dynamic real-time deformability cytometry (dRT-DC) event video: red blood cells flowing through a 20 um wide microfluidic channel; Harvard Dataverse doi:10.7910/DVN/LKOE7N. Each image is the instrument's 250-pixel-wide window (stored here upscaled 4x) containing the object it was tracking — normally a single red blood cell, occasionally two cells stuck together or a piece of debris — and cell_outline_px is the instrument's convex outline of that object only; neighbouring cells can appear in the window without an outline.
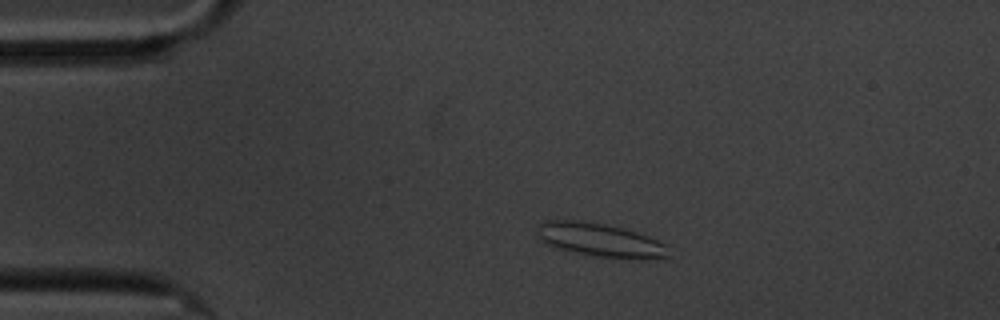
{"species": "common noctule bat (a hibernating species)", "species_latin": "Nyctalus noctula", "temperature_condition": "cold", "stored_images_in_passage": 5, "camera_frame_rate_fps": 3000, "um_per_image_px": 0.085, "animal": {"sex": "male", "body_mass_g": 20.1, "forearm_length_mm": 53.5}, "frame": {"image": 1, "passage_image": 2, "time_ms": 1.0, "image_size_px": [1000, 320], "cell_outline_px": [[668, 256], [656, 260], [632, 260], [592, 256], [560, 248], [548, 244], [540, 240], [536, 236], [536, 232], [540, 224], [544, 220], [584, 220], [604, 224], [636, 232], [648, 236], [668, 244]], "centroid_in_image_um": [51.07, 20.42], "position_along_channel_um": 33.9, "area_um2": 26.13}}
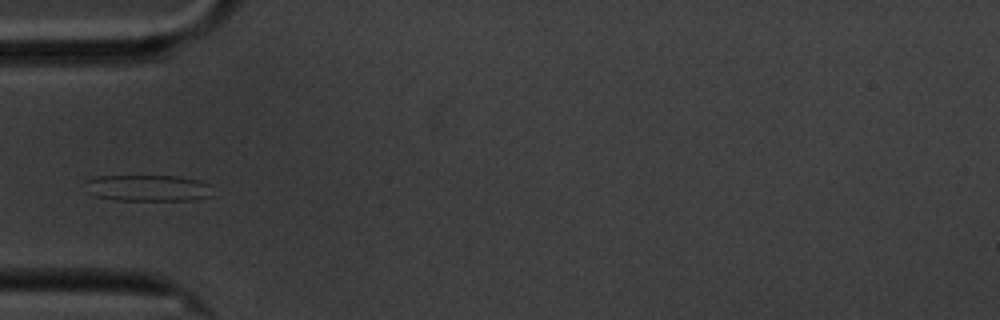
{"frame": {"image": 2, "passage_image": 4, "time_ms": 3.333, "image_size_px": [1000, 320], "cell_outline_px": [[212, 196], [192, 200], [116, 200], [96, 196], [88, 192], [84, 180], [100, 176], [180, 176], [200, 180], [208, 184]], "centroid_in_image_um": [12.57, 15.98], "position_along_channel_um": 72.4, "area_um2": 19.59}}
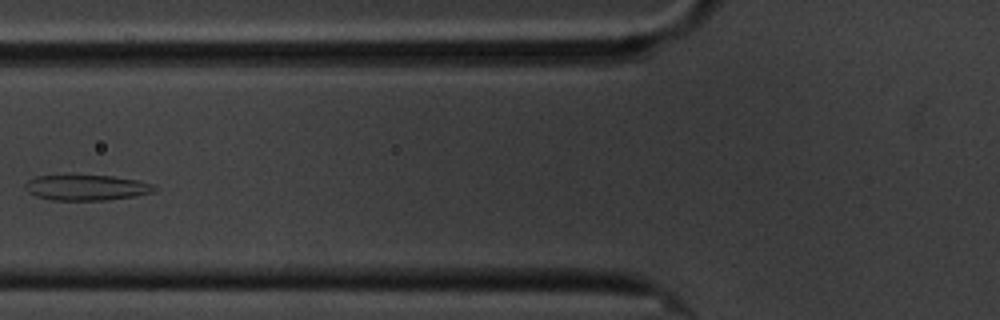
{"frame": {"image": 3, "passage_image": 5, "time_ms": 4.667, "image_size_px": [1000, 320], "cell_outline_px": [[156, 188], [152, 192], [136, 196], [104, 200], [52, 200], [36, 196], [28, 192], [24, 188], [24, 184], [28, 180], [36, 176], [112, 176], [140, 180], [156, 184]], "centroid_in_image_um": [7.37, 15.95], "position_along_channel_um": 118.4, "area_um2": 19.19}}